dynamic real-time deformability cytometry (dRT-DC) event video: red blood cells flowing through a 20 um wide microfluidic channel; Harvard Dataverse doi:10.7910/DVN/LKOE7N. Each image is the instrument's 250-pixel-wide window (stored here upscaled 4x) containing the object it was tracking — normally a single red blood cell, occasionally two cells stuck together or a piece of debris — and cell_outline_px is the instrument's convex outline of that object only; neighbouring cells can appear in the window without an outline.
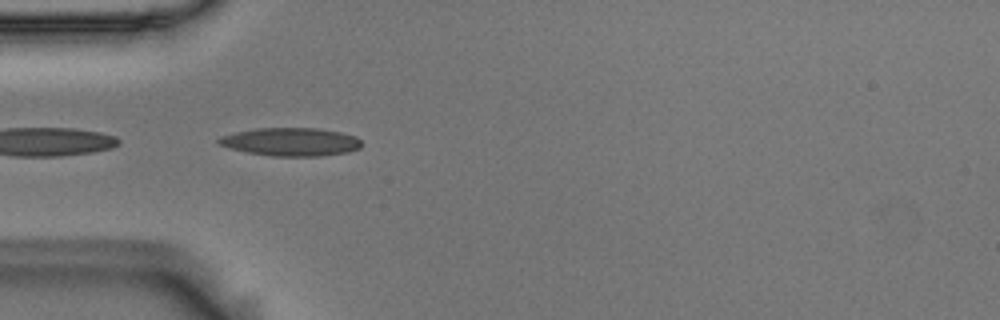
{"species": "Egyptian fruit bat (a non-hibernating species)", "species_latin": "Rousettus aegyptiacus", "temperature_condition": "room temperature", "stored_images_in_passage": 8, "camera_frame_rate_fps": 3000, "um_per_image_px": 0.085, "animal": {"sex": "male"}, "frame": {"image": 1, "passage_image": 1, "time_ms": 0.0, "image_size_px": [1000, 320], "cell_outline_px": [[360, 148], [348, 152], [320, 156], [272, 156], [248, 152], [232, 148], [220, 144], [216, 140], [220, 136], [236, 132], [256, 128], [316, 128], [340, 132], [356, 136], [360, 140]], "centroid_in_image_um": [24.74, 12.05], "position_along_channel_um": 60.3, "area_um2": 23.29}}
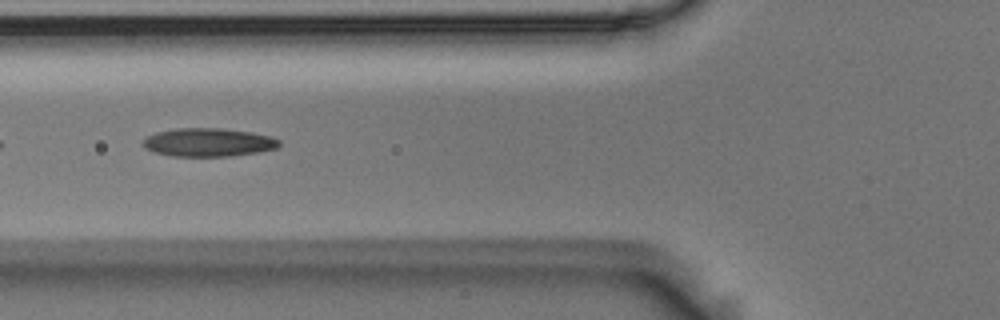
{"frame": {"image": 2, "passage_image": 5, "time_ms": 1.333, "image_size_px": [1000, 320], "cell_outline_px": [[280, 144], [276, 148], [256, 152], [232, 156], [172, 156], [156, 152], [144, 148], [144, 140], [148, 136], [156, 132], [176, 128], [220, 128], [252, 132], [268, 136], [280, 140]], "centroid_in_image_um": [17.71, 12.09], "position_along_channel_um": 108.1, "area_um2": 22.31}}